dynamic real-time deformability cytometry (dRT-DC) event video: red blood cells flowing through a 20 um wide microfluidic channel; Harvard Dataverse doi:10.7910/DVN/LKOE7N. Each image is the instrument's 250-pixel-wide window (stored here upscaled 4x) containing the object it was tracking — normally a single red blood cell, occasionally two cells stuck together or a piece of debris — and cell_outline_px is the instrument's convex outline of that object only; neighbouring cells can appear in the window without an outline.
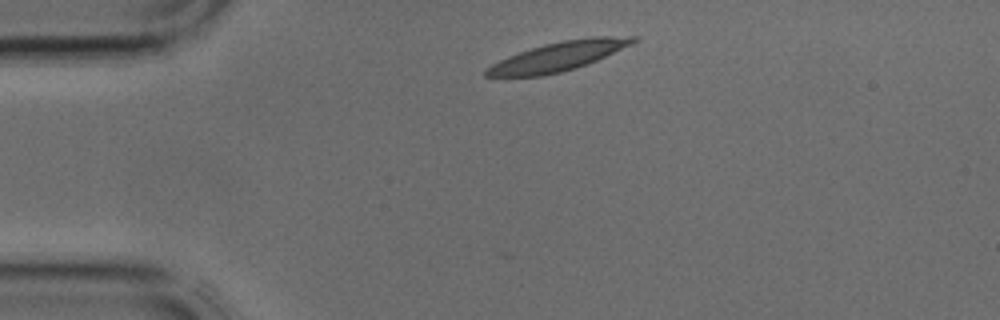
{"species": "common noctule bat (a hibernating species)", "species_latin": "Nyctalus noctula", "temperature_condition": "cold", "stored_images_in_passage": 3, "camera_frame_rate_fps": 3000, "um_per_image_px": 0.085, "animal": {"sex": "male", "body_mass_g": 17.9, "forearm_length_mm": 54.2}, "frame": {"image": 1, "passage_image": 1, "time_ms": 0.0, "image_size_px": [1000, 320], "cell_outline_px": [[640, 40], [632, 44], [596, 60], [560, 72], [544, 76], [484, 76], [484, 68], [508, 56], [544, 44], [564, 40], [592, 36], [640, 36]], "centroid_in_image_um": [47.47, 4.77], "position_along_channel_um": 37.5, "area_um2": 24.62}}
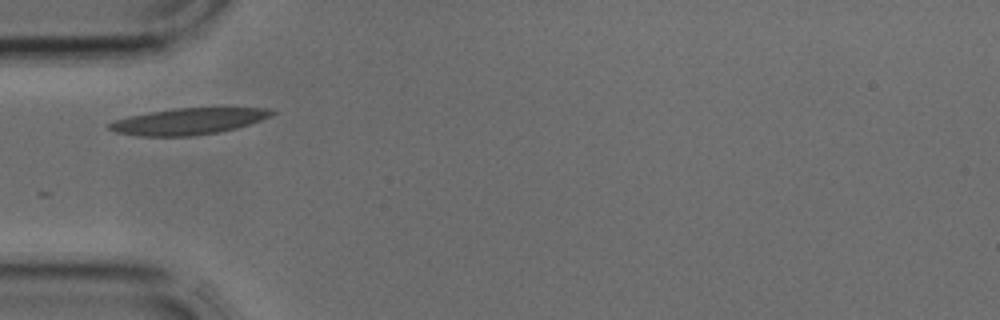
{"frame": {"image": 2, "passage_image": 2, "time_ms": 0.333, "image_size_px": [1000, 320], "cell_outline_px": [[276, 112], [272, 116], [236, 128], [216, 132], [192, 136], [136, 136], [116, 132], [108, 128], [108, 124], [116, 120], [128, 116], [176, 108], [268, 108]], "centroid_in_image_um": [16.0, 10.31], "position_along_channel_um": 69.0, "area_um2": 24.68}}